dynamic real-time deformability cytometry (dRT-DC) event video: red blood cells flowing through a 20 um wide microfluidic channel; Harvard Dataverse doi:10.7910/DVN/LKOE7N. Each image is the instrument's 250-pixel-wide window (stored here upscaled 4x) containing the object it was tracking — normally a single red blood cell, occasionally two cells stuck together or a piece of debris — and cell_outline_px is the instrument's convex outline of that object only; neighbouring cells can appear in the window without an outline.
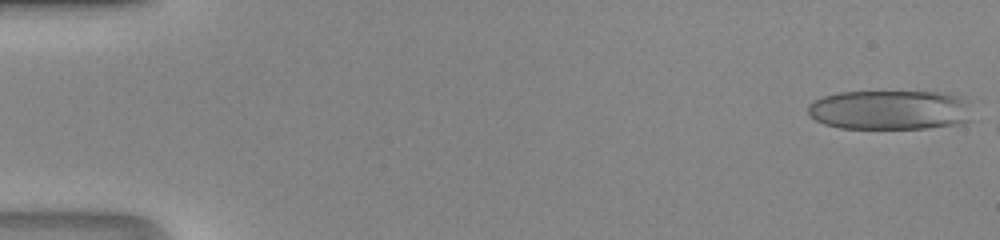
{"species": "human", "species_latin": "Homo sapiens", "temperature_condition": "room temperature", "stored_images_in_passage": 45, "camera_frame_rate_fps": 3000, "um_per_image_px": 0.085, "donor": {"sex": "male"}, "frame": {"image": 1, "passage_image": 1, "time_ms": 0.0, "image_size_px": [1000, 240], "cell_outline_px": [[972, 120], [964, 124], [924, 128], [840, 128], [824, 124], [808, 116], [808, 104], [824, 96], [840, 92], [940, 92], [960, 96], [968, 100]], "centroid_in_image_um": [75.69, 9.35], "position_along_channel_um": 9.3, "area_um2": 38.26}}
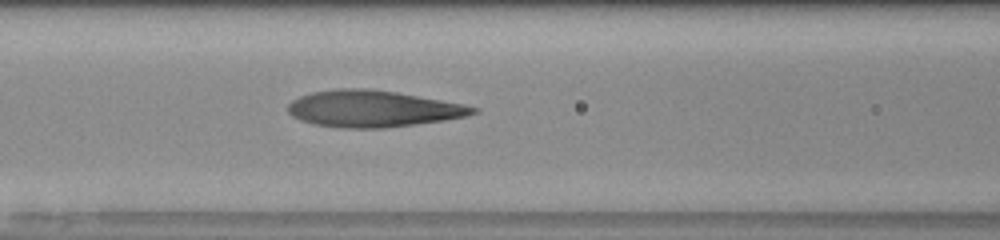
{"frame": {"image": 2, "passage_image": 21, "time_ms": 6.667, "image_size_px": [1000, 240], "cell_outline_px": [[480, 112], [468, 116], [444, 120], [416, 124], [384, 128], [340, 128], [312, 124], [300, 120], [292, 116], [288, 112], [288, 104], [292, 100], [300, 96], [312, 92], [336, 88], [368, 88], [396, 92], [464, 104], [476, 108]], "centroid_in_image_um": [31.67, 9.24], "position_along_channel_um": 134.9, "area_um2": 39.59}}
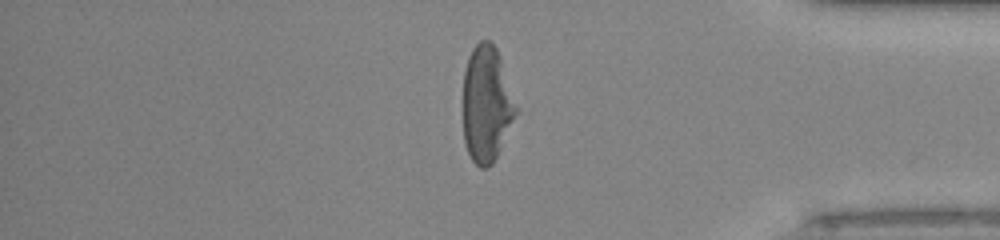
{"frame": {"image": 3, "passage_image": 40, "time_ms": 13.0, "image_size_px": [1000, 240], "cell_outline_px": [[516, 112], [500, 148], [492, 164], [488, 168], [480, 168], [472, 160], [464, 144], [464, 72], [468, 56], [472, 48], [480, 40], [488, 40], [496, 48], [516, 108]], "centroid_in_image_um": [41.31, 8.86], "position_along_channel_um": 393.9, "area_um2": 34.8}}